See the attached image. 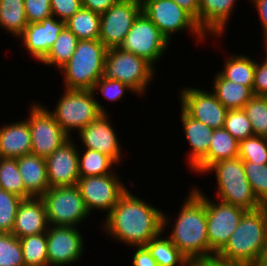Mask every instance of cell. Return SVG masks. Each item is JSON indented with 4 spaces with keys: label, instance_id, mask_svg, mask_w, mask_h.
I'll return each instance as SVG.
<instances>
[{
    "label": "cell",
    "instance_id": "4",
    "mask_svg": "<svg viewBox=\"0 0 267 266\" xmlns=\"http://www.w3.org/2000/svg\"><path fill=\"white\" fill-rule=\"evenodd\" d=\"M107 50L99 39L79 40L70 60L59 70L65 89L92 90L102 77Z\"/></svg>",
    "mask_w": 267,
    "mask_h": 266
},
{
    "label": "cell",
    "instance_id": "30",
    "mask_svg": "<svg viewBox=\"0 0 267 266\" xmlns=\"http://www.w3.org/2000/svg\"><path fill=\"white\" fill-rule=\"evenodd\" d=\"M78 41L76 35L65 27L40 63L60 70L70 60Z\"/></svg>",
    "mask_w": 267,
    "mask_h": 266
},
{
    "label": "cell",
    "instance_id": "37",
    "mask_svg": "<svg viewBox=\"0 0 267 266\" xmlns=\"http://www.w3.org/2000/svg\"><path fill=\"white\" fill-rule=\"evenodd\" d=\"M0 266H25L20 239L12 233H0Z\"/></svg>",
    "mask_w": 267,
    "mask_h": 266
},
{
    "label": "cell",
    "instance_id": "26",
    "mask_svg": "<svg viewBox=\"0 0 267 266\" xmlns=\"http://www.w3.org/2000/svg\"><path fill=\"white\" fill-rule=\"evenodd\" d=\"M213 82L212 92L227 110L242 109L254 96L251 88L229 81L219 72L215 74Z\"/></svg>",
    "mask_w": 267,
    "mask_h": 266
},
{
    "label": "cell",
    "instance_id": "10",
    "mask_svg": "<svg viewBox=\"0 0 267 266\" xmlns=\"http://www.w3.org/2000/svg\"><path fill=\"white\" fill-rule=\"evenodd\" d=\"M169 44L158 27L141 12L119 48L144 58L155 68Z\"/></svg>",
    "mask_w": 267,
    "mask_h": 266
},
{
    "label": "cell",
    "instance_id": "38",
    "mask_svg": "<svg viewBox=\"0 0 267 266\" xmlns=\"http://www.w3.org/2000/svg\"><path fill=\"white\" fill-rule=\"evenodd\" d=\"M243 165L253 193L263 206H267V164L243 162Z\"/></svg>",
    "mask_w": 267,
    "mask_h": 266
},
{
    "label": "cell",
    "instance_id": "23",
    "mask_svg": "<svg viewBox=\"0 0 267 266\" xmlns=\"http://www.w3.org/2000/svg\"><path fill=\"white\" fill-rule=\"evenodd\" d=\"M31 147L30 127L26 119L0 128L1 158H18L30 154Z\"/></svg>",
    "mask_w": 267,
    "mask_h": 266
},
{
    "label": "cell",
    "instance_id": "5",
    "mask_svg": "<svg viewBox=\"0 0 267 266\" xmlns=\"http://www.w3.org/2000/svg\"><path fill=\"white\" fill-rule=\"evenodd\" d=\"M215 173L217 199L240 207L246 211L256 210L263 205L259 202L245 174L243 161L239 157L220 160L211 165L205 174Z\"/></svg>",
    "mask_w": 267,
    "mask_h": 266
},
{
    "label": "cell",
    "instance_id": "36",
    "mask_svg": "<svg viewBox=\"0 0 267 266\" xmlns=\"http://www.w3.org/2000/svg\"><path fill=\"white\" fill-rule=\"evenodd\" d=\"M238 157L243 162L267 164V139L253 135L239 141Z\"/></svg>",
    "mask_w": 267,
    "mask_h": 266
},
{
    "label": "cell",
    "instance_id": "46",
    "mask_svg": "<svg viewBox=\"0 0 267 266\" xmlns=\"http://www.w3.org/2000/svg\"><path fill=\"white\" fill-rule=\"evenodd\" d=\"M119 0H82V7L92 10L98 14H103L108 8Z\"/></svg>",
    "mask_w": 267,
    "mask_h": 266
},
{
    "label": "cell",
    "instance_id": "16",
    "mask_svg": "<svg viewBox=\"0 0 267 266\" xmlns=\"http://www.w3.org/2000/svg\"><path fill=\"white\" fill-rule=\"evenodd\" d=\"M48 266H66L83 255L84 238L77 227L49 226L47 232Z\"/></svg>",
    "mask_w": 267,
    "mask_h": 266
},
{
    "label": "cell",
    "instance_id": "11",
    "mask_svg": "<svg viewBox=\"0 0 267 266\" xmlns=\"http://www.w3.org/2000/svg\"><path fill=\"white\" fill-rule=\"evenodd\" d=\"M32 104L26 119L30 127L31 153L47 158L70 136L55 121L47 107L37 102Z\"/></svg>",
    "mask_w": 267,
    "mask_h": 266
},
{
    "label": "cell",
    "instance_id": "40",
    "mask_svg": "<svg viewBox=\"0 0 267 266\" xmlns=\"http://www.w3.org/2000/svg\"><path fill=\"white\" fill-rule=\"evenodd\" d=\"M224 128L237 140L241 141L254 135L252 125L243 109L228 110Z\"/></svg>",
    "mask_w": 267,
    "mask_h": 266
},
{
    "label": "cell",
    "instance_id": "34",
    "mask_svg": "<svg viewBox=\"0 0 267 266\" xmlns=\"http://www.w3.org/2000/svg\"><path fill=\"white\" fill-rule=\"evenodd\" d=\"M19 239L25 266H48L46 232Z\"/></svg>",
    "mask_w": 267,
    "mask_h": 266
},
{
    "label": "cell",
    "instance_id": "20",
    "mask_svg": "<svg viewBox=\"0 0 267 266\" xmlns=\"http://www.w3.org/2000/svg\"><path fill=\"white\" fill-rule=\"evenodd\" d=\"M49 226L43 199L31 197L20 202L11 233L17 238H23L45 233Z\"/></svg>",
    "mask_w": 267,
    "mask_h": 266
},
{
    "label": "cell",
    "instance_id": "51",
    "mask_svg": "<svg viewBox=\"0 0 267 266\" xmlns=\"http://www.w3.org/2000/svg\"><path fill=\"white\" fill-rule=\"evenodd\" d=\"M263 40H264V44L263 45L266 46V47H264V49L266 51V56L265 57L267 58V34L263 36Z\"/></svg>",
    "mask_w": 267,
    "mask_h": 266
},
{
    "label": "cell",
    "instance_id": "2",
    "mask_svg": "<svg viewBox=\"0 0 267 266\" xmlns=\"http://www.w3.org/2000/svg\"><path fill=\"white\" fill-rule=\"evenodd\" d=\"M190 190L168 238L194 265L215 258V254L209 249L205 195L196 186Z\"/></svg>",
    "mask_w": 267,
    "mask_h": 266
},
{
    "label": "cell",
    "instance_id": "41",
    "mask_svg": "<svg viewBox=\"0 0 267 266\" xmlns=\"http://www.w3.org/2000/svg\"><path fill=\"white\" fill-rule=\"evenodd\" d=\"M93 93L100 92L103 95L104 99H107L110 102H115L124 96L125 92H134L128 85L114 79H107L101 77L93 86Z\"/></svg>",
    "mask_w": 267,
    "mask_h": 266
},
{
    "label": "cell",
    "instance_id": "15",
    "mask_svg": "<svg viewBox=\"0 0 267 266\" xmlns=\"http://www.w3.org/2000/svg\"><path fill=\"white\" fill-rule=\"evenodd\" d=\"M180 107L192 118L199 120L212 129L224 128L227 109L213 92L197 87L181 89Z\"/></svg>",
    "mask_w": 267,
    "mask_h": 266
},
{
    "label": "cell",
    "instance_id": "9",
    "mask_svg": "<svg viewBox=\"0 0 267 266\" xmlns=\"http://www.w3.org/2000/svg\"><path fill=\"white\" fill-rule=\"evenodd\" d=\"M142 12L158 27L171 43V36L182 31H190L203 41L207 37L200 30L196 20L173 0H141ZM173 34V35H172Z\"/></svg>",
    "mask_w": 267,
    "mask_h": 266
},
{
    "label": "cell",
    "instance_id": "1",
    "mask_svg": "<svg viewBox=\"0 0 267 266\" xmlns=\"http://www.w3.org/2000/svg\"><path fill=\"white\" fill-rule=\"evenodd\" d=\"M102 223L107 236L132 247L147 245L171 224L170 217L161 209L138 198L128 189Z\"/></svg>",
    "mask_w": 267,
    "mask_h": 266
},
{
    "label": "cell",
    "instance_id": "25",
    "mask_svg": "<svg viewBox=\"0 0 267 266\" xmlns=\"http://www.w3.org/2000/svg\"><path fill=\"white\" fill-rule=\"evenodd\" d=\"M239 141L225 128L214 129L206 157L192 170L202 174L214 163L238 157Z\"/></svg>",
    "mask_w": 267,
    "mask_h": 266
},
{
    "label": "cell",
    "instance_id": "39",
    "mask_svg": "<svg viewBox=\"0 0 267 266\" xmlns=\"http://www.w3.org/2000/svg\"><path fill=\"white\" fill-rule=\"evenodd\" d=\"M23 200L20 196L0 188V233H11L18 206Z\"/></svg>",
    "mask_w": 267,
    "mask_h": 266
},
{
    "label": "cell",
    "instance_id": "21",
    "mask_svg": "<svg viewBox=\"0 0 267 266\" xmlns=\"http://www.w3.org/2000/svg\"><path fill=\"white\" fill-rule=\"evenodd\" d=\"M235 4L237 0H200L198 26L205 36L221 37L225 33Z\"/></svg>",
    "mask_w": 267,
    "mask_h": 266
},
{
    "label": "cell",
    "instance_id": "8",
    "mask_svg": "<svg viewBox=\"0 0 267 266\" xmlns=\"http://www.w3.org/2000/svg\"><path fill=\"white\" fill-rule=\"evenodd\" d=\"M50 226H77L89 212L77 185L50 187L42 196Z\"/></svg>",
    "mask_w": 267,
    "mask_h": 266
},
{
    "label": "cell",
    "instance_id": "12",
    "mask_svg": "<svg viewBox=\"0 0 267 266\" xmlns=\"http://www.w3.org/2000/svg\"><path fill=\"white\" fill-rule=\"evenodd\" d=\"M141 12V0H119L100 14L98 39L107 49L119 47Z\"/></svg>",
    "mask_w": 267,
    "mask_h": 266
},
{
    "label": "cell",
    "instance_id": "24",
    "mask_svg": "<svg viewBox=\"0 0 267 266\" xmlns=\"http://www.w3.org/2000/svg\"><path fill=\"white\" fill-rule=\"evenodd\" d=\"M17 164L25 190L32 197H41L50 188L46 158L30 153L18 157Z\"/></svg>",
    "mask_w": 267,
    "mask_h": 266
},
{
    "label": "cell",
    "instance_id": "50",
    "mask_svg": "<svg viewBox=\"0 0 267 266\" xmlns=\"http://www.w3.org/2000/svg\"><path fill=\"white\" fill-rule=\"evenodd\" d=\"M254 266H267V246L261 252Z\"/></svg>",
    "mask_w": 267,
    "mask_h": 266
},
{
    "label": "cell",
    "instance_id": "32",
    "mask_svg": "<svg viewBox=\"0 0 267 266\" xmlns=\"http://www.w3.org/2000/svg\"><path fill=\"white\" fill-rule=\"evenodd\" d=\"M114 165L117 163L111 157L98 151L84 148L82 153L78 152L79 177L111 174Z\"/></svg>",
    "mask_w": 267,
    "mask_h": 266
},
{
    "label": "cell",
    "instance_id": "44",
    "mask_svg": "<svg viewBox=\"0 0 267 266\" xmlns=\"http://www.w3.org/2000/svg\"><path fill=\"white\" fill-rule=\"evenodd\" d=\"M254 96L267 97V58L263 62L256 61L254 82H253Z\"/></svg>",
    "mask_w": 267,
    "mask_h": 266
},
{
    "label": "cell",
    "instance_id": "33",
    "mask_svg": "<svg viewBox=\"0 0 267 266\" xmlns=\"http://www.w3.org/2000/svg\"><path fill=\"white\" fill-rule=\"evenodd\" d=\"M0 188L11 192L23 199L32 196L25 190L21 174L18 169L17 158L0 157Z\"/></svg>",
    "mask_w": 267,
    "mask_h": 266
},
{
    "label": "cell",
    "instance_id": "49",
    "mask_svg": "<svg viewBox=\"0 0 267 266\" xmlns=\"http://www.w3.org/2000/svg\"><path fill=\"white\" fill-rule=\"evenodd\" d=\"M193 266H245L240 264L225 263L216 258L207 259L194 264Z\"/></svg>",
    "mask_w": 267,
    "mask_h": 266
},
{
    "label": "cell",
    "instance_id": "19",
    "mask_svg": "<svg viewBox=\"0 0 267 266\" xmlns=\"http://www.w3.org/2000/svg\"><path fill=\"white\" fill-rule=\"evenodd\" d=\"M65 27L66 21L50 16L40 22L28 23L19 38L23 41L26 51L34 56L33 58L41 61Z\"/></svg>",
    "mask_w": 267,
    "mask_h": 266
},
{
    "label": "cell",
    "instance_id": "13",
    "mask_svg": "<svg viewBox=\"0 0 267 266\" xmlns=\"http://www.w3.org/2000/svg\"><path fill=\"white\" fill-rule=\"evenodd\" d=\"M117 171L103 176L80 177L77 186L88 212L93 210L111 212L120 196L127 190ZM121 179V180H120Z\"/></svg>",
    "mask_w": 267,
    "mask_h": 266
},
{
    "label": "cell",
    "instance_id": "22",
    "mask_svg": "<svg viewBox=\"0 0 267 266\" xmlns=\"http://www.w3.org/2000/svg\"><path fill=\"white\" fill-rule=\"evenodd\" d=\"M180 110L185 138L191 147L187 163L192 171L206 157L214 129L190 117L182 108Z\"/></svg>",
    "mask_w": 267,
    "mask_h": 266
},
{
    "label": "cell",
    "instance_id": "47",
    "mask_svg": "<svg viewBox=\"0 0 267 266\" xmlns=\"http://www.w3.org/2000/svg\"><path fill=\"white\" fill-rule=\"evenodd\" d=\"M256 8L259 20L261 23V29L263 30V36L267 34V0H250Z\"/></svg>",
    "mask_w": 267,
    "mask_h": 266
},
{
    "label": "cell",
    "instance_id": "48",
    "mask_svg": "<svg viewBox=\"0 0 267 266\" xmlns=\"http://www.w3.org/2000/svg\"><path fill=\"white\" fill-rule=\"evenodd\" d=\"M175 1L181 8L186 10L198 24V11L200 6V0H173Z\"/></svg>",
    "mask_w": 267,
    "mask_h": 266
},
{
    "label": "cell",
    "instance_id": "3",
    "mask_svg": "<svg viewBox=\"0 0 267 266\" xmlns=\"http://www.w3.org/2000/svg\"><path fill=\"white\" fill-rule=\"evenodd\" d=\"M267 246V206L246 211L237 228L215 258L225 262L254 266Z\"/></svg>",
    "mask_w": 267,
    "mask_h": 266
},
{
    "label": "cell",
    "instance_id": "45",
    "mask_svg": "<svg viewBox=\"0 0 267 266\" xmlns=\"http://www.w3.org/2000/svg\"><path fill=\"white\" fill-rule=\"evenodd\" d=\"M135 249L132 257L133 266H159L145 246L135 247Z\"/></svg>",
    "mask_w": 267,
    "mask_h": 266
},
{
    "label": "cell",
    "instance_id": "42",
    "mask_svg": "<svg viewBox=\"0 0 267 266\" xmlns=\"http://www.w3.org/2000/svg\"><path fill=\"white\" fill-rule=\"evenodd\" d=\"M28 23H36L52 16L50 0H24Z\"/></svg>",
    "mask_w": 267,
    "mask_h": 266
},
{
    "label": "cell",
    "instance_id": "6",
    "mask_svg": "<svg viewBox=\"0 0 267 266\" xmlns=\"http://www.w3.org/2000/svg\"><path fill=\"white\" fill-rule=\"evenodd\" d=\"M92 90L65 89L54 110L49 112L55 121L71 137L72 131H80L107 110L95 99Z\"/></svg>",
    "mask_w": 267,
    "mask_h": 266
},
{
    "label": "cell",
    "instance_id": "28",
    "mask_svg": "<svg viewBox=\"0 0 267 266\" xmlns=\"http://www.w3.org/2000/svg\"><path fill=\"white\" fill-rule=\"evenodd\" d=\"M161 235L145 245L159 266H193L167 236Z\"/></svg>",
    "mask_w": 267,
    "mask_h": 266
},
{
    "label": "cell",
    "instance_id": "31",
    "mask_svg": "<svg viewBox=\"0 0 267 266\" xmlns=\"http://www.w3.org/2000/svg\"><path fill=\"white\" fill-rule=\"evenodd\" d=\"M66 27L78 40H95L100 35V14L81 7L72 17L66 20Z\"/></svg>",
    "mask_w": 267,
    "mask_h": 266
},
{
    "label": "cell",
    "instance_id": "18",
    "mask_svg": "<svg viewBox=\"0 0 267 266\" xmlns=\"http://www.w3.org/2000/svg\"><path fill=\"white\" fill-rule=\"evenodd\" d=\"M108 118V113H102L78 134L84 148L106 154L119 164L122 160V149L118 134Z\"/></svg>",
    "mask_w": 267,
    "mask_h": 266
},
{
    "label": "cell",
    "instance_id": "43",
    "mask_svg": "<svg viewBox=\"0 0 267 266\" xmlns=\"http://www.w3.org/2000/svg\"><path fill=\"white\" fill-rule=\"evenodd\" d=\"M50 6L52 16L66 21L82 7V0H50Z\"/></svg>",
    "mask_w": 267,
    "mask_h": 266
},
{
    "label": "cell",
    "instance_id": "14",
    "mask_svg": "<svg viewBox=\"0 0 267 266\" xmlns=\"http://www.w3.org/2000/svg\"><path fill=\"white\" fill-rule=\"evenodd\" d=\"M209 249L216 255L228 242L246 210L205 195Z\"/></svg>",
    "mask_w": 267,
    "mask_h": 266
},
{
    "label": "cell",
    "instance_id": "27",
    "mask_svg": "<svg viewBox=\"0 0 267 266\" xmlns=\"http://www.w3.org/2000/svg\"><path fill=\"white\" fill-rule=\"evenodd\" d=\"M218 71L225 79L253 88L256 60L243 54H233L224 61Z\"/></svg>",
    "mask_w": 267,
    "mask_h": 266
},
{
    "label": "cell",
    "instance_id": "17",
    "mask_svg": "<svg viewBox=\"0 0 267 266\" xmlns=\"http://www.w3.org/2000/svg\"><path fill=\"white\" fill-rule=\"evenodd\" d=\"M70 137L46 158L49 187L77 185L79 180L78 147Z\"/></svg>",
    "mask_w": 267,
    "mask_h": 266
},
{
    "label": "cell",
    "instance_id": "29",
    "mask_svg": "<svg viewBox=\"0 0 267 266\" xmlns=\"http://www.w3.org/2000/svg\"><path fill=\"white\" fill-rule=\"evenodd\" d=\"M27 25L24 0H0V28L19 38Z\"/></svg>",
    "mask_w": 267,
    "mask_h": 266
},
{
    "label": "cell",
    "instance_id": "7",
    "mask_svg": "<svg viewBox=\"0 0 267 266\" xmlns=\"http://www.w3.org/2000/svg\"><path fill=\"white\" fill-rule=\"evenodd\" d=\"M155 74L154 67L144 58L117 48L107 50L102 77L118 80L128 85L138 95L144 96Z\"/></svg>",
    "mask_w": 267,
    "mask_h": 266
},
{
    "label": "cell",
    "instance_id": "35",
    "mask_svg": "<svg viewBox=\"0 0 267 266\" xmlns=\"http://www.w3.org/2000/svg\"><path fill=\"white\" fill-rule=\"evenodd\" d=\"M248 117L254 135L267 136V97L253 96L242 108Z\"/></svg>",
    "mask_w": 267,
    "mask_h": 266
}]
</instances>
